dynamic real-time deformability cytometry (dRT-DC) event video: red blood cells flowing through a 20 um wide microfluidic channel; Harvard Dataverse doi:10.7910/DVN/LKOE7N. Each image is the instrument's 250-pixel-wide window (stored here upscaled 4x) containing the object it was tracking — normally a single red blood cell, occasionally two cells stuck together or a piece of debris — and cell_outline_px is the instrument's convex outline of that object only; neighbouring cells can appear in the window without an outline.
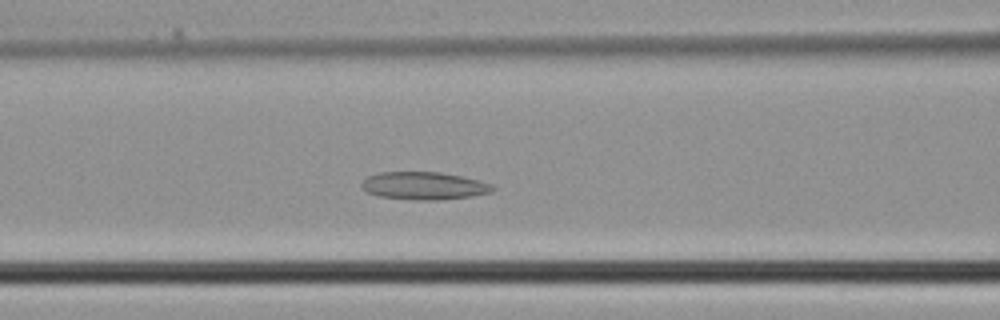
{"species": "common noctule bat (a hibernating species)", "species_latin": "Nyctalus noctula", "temperature_condition": "cold", "stored_images_in_passage": 36, "camera_frame_rate_fps": 3000, "um_per_image_px": 0.085, "animal": {"sex": "male", "body_mass_g": 21.5, "forearm_length_mm": 52.0}, "frame": {"image": 1, "passage_image": 13, "time_ms": 4.0, "image_size_px": [1000, 320], "cell_outline_px": [[496, 188], [492, 192], [472, 196], [440, 200], [420, 200], [380, 196], [368, 192], [360, 188], [360, 184], [368, 176], [380, 172], [440, 172], [464, 176], [480, 180], [492, 184]], "centroid_in_image_um": [36.08, 15.78], "position_along_channel_um": 130.5, "area_um2": 21.27}}
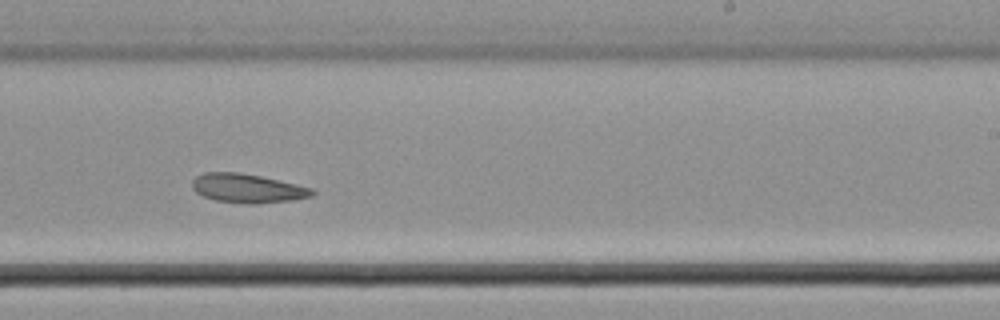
{"frame": {"image": 2, "passage_image": 21, "time_ms": 6.667, "image_size_px": [1000, 320], "cell_outline_px": [[316, 192], [312, 196], [292, 200], [260, 204], [248, 204], [216, 200], [204, 196], [196, 192], [192, 188], [192, 180], [196, 176], [204, 172], [240, 172], [260, 176], [296, 184], [312, 188]], "centroid_in_image_um": [21.03, 16.01], "position_along_channel_um": 268.0, "area_um2": 20.29}}
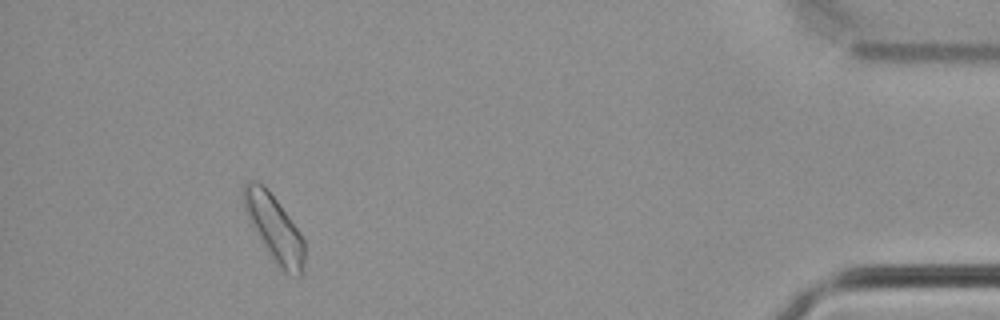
{"frame": {"image": 3, "passage_image": 33, "time_ms": 10.667, "image_size_px": [1000, 320], "cell_outline_px": [[304, 272], [300, 276], [284, 272], [276, 264], [248, 216], [244, 208], [244, 184], [248, 180], [256, 180], [264, 184], [268, 188], [300, 232], [304, 240]], "centroid_in_image_um": [23.35, 19.37], "position_along_channel_um": 411.8, "area_um2": 22.83}}